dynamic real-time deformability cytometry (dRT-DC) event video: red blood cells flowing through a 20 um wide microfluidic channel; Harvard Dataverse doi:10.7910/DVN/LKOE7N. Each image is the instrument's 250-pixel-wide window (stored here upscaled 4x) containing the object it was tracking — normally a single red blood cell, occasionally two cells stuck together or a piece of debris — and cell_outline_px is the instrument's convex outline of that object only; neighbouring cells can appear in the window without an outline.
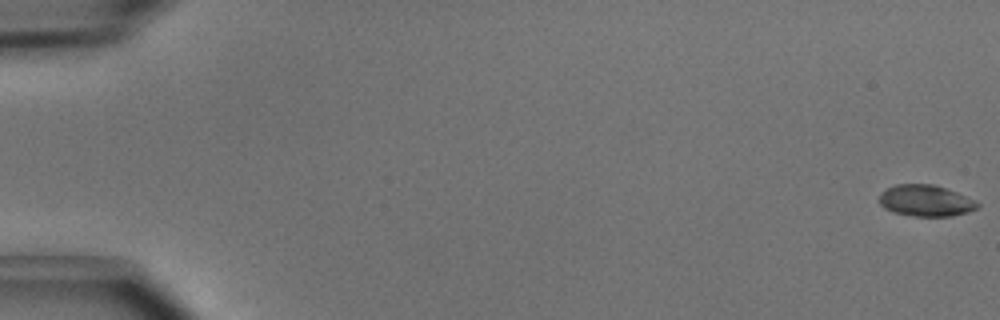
{"species": "common noctule bat (a hibernating species)", "species_latin": "Nyctalus noctula", "temperature_condition": "cold", "stored_images_in_passage": 6, "camera_frame_rate_fps": 3000, "um_per_image_px": 0.085, "animal": {"sex": "male", "body_mass_g": 15.6}, "frame": {"image": 1, "passage_image": 1, "time_ms": 0.0, "image_size_px": [1000, 320], "cell_outline_px": [[980, 204], [976, 208], [968, 212], [952, 216], [916, 216], [892, 212], [884, 208], [880, 204], [880, 196], [888, 188], [896, 184], [932, 184], [956, 192], [976, 200]], "centroid_in_image_um": [78.7, 17.06], "position_along_channel_um": 6.3, "area_um2": 17.74}}
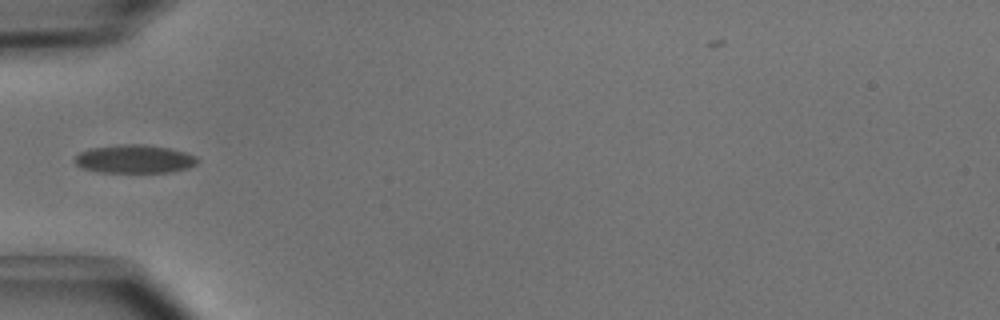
{"frame": {"image": 2, "passage_image": 5, "time_ms": 1.333, "image_size_px": [1000, 320], "cell_outline_px": [[200, 160], [196, 164], [188, 168], [168, 172], [96, 172], [80, 168], [72, 160], [80, 152], [88, 148], [116, 144], [144, 144], [168, 148], [184, 152], [196, 156]], "centroid_in_image_um": [11.38, 13.51], "position_along_channel_um": 73.6, "area_um2": 20.52}}